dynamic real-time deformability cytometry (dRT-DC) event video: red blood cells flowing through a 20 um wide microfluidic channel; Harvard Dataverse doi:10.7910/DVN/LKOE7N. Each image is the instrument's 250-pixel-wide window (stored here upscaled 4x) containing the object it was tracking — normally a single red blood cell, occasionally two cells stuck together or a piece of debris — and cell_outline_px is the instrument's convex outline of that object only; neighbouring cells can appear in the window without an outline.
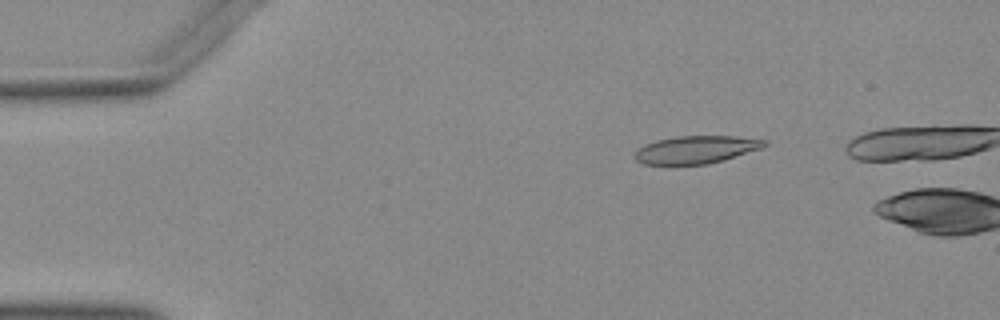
{"species": "Egyptian fruit bat (a non-hibernating species)", "species_latin": "Rousettus aegyptiacus", "temperature_condition": "warm", "stored_images_in_passage": 39, "camera_frame_rate_fps": 3000, "um_per_image_px": 0.085, "animal": {"sex": "female"}, "frame": {"image": 1, "passage_image": 1, "time_ms": 0.0, "image_size_px": [1000, 320], "cell_outline_px": [[768, 144], [760, 148], [724, 160], [708, 164], [644, 164], [636, 160], [636, 152], [644, 144], [656, 140], [676, 136], [732, 136], [768, 140]], "centroid_in_image_um": [59.17, 12.71], "position_along_channel_um": 25.8, "area_um2": 20.69}}
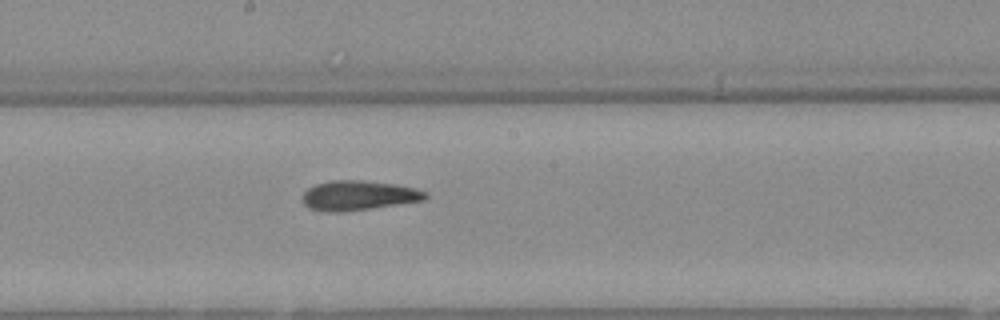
{"frame": {"image": 2, "passage_image": 21, "time_ms": 6.667, "image_size_px": [1000, 320], "cell_outline_px": [[428, 196], [424, 200], [368, 208], [336, 212], [324, 212], [308, 208], [304, 204], [304, 192], [308, 188], [316, 184], [332, 180], [364, 180], [396, 184], [428, 192]], "centroid_in_image_um": [30.45, 16.6], "position_along_channel_um": 217.7, "area_um2": 20.98}}
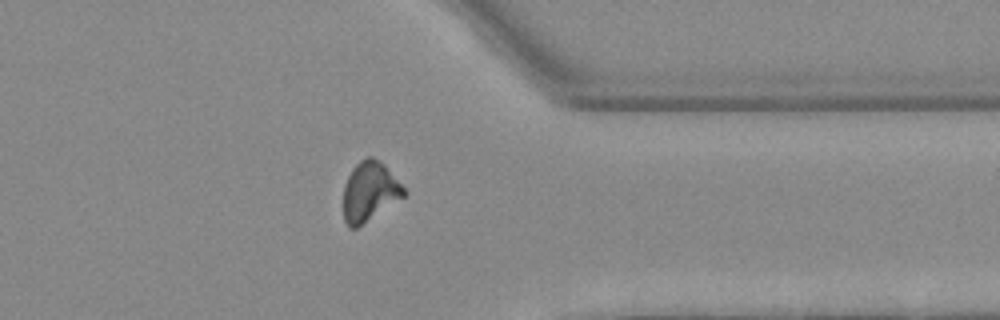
{"frame": {"image": 3, "passage_image": 34, "time_ms": 11.0, "image_size_px": [1000, 320], "cell_outline_px": [[408, 192], [404, 196], [356, 228], [348, 228], [344, 220], [344, 184], [352, 168], [360, 160], [368, 156], [372, 156], [380, 160], [384, 164]], "centroid_in_image_um": [31.41, 16.26], "position_along_channel_um": 380.0, "area_um2": 20.81}}